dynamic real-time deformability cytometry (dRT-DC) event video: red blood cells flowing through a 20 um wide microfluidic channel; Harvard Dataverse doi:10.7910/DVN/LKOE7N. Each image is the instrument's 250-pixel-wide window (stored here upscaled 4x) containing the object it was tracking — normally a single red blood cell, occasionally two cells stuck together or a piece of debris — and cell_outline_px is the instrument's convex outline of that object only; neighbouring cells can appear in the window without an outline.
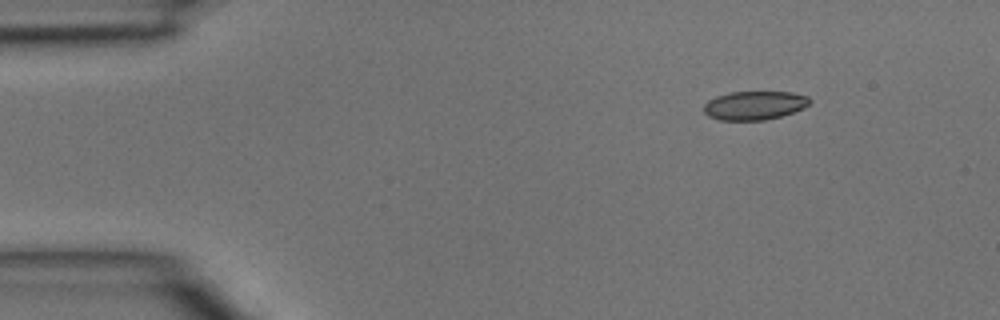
{"species": "common noctule bat (a hibernating species)", "species_latin": "Nyctalus noctula", "temperature_condition": "room temperature", "stored_images_in_passage": 4, "segment_of_instrument_passage": [1, 2], "camera_frame_rate_fps": 3000, "um_per_image_px": 0.085, "animal": {"sex": "male", "body_mass_g": 15.6}, "frame": {"image": 1, "passage_image": 1, "time_ms": 0.0, "image_size_px": [1000, 320], "cell_outline_px": [[812, 100], [804, 108], [780, 116], [764, 120], [720, 120], [708, 116], [704, 112], [704, 104], [708, 100], [716, 96], [728, 92], [792, 92], [808, 96]], "centroid_in_image_um": [64.12, 8.95], "position_along_channel_um": 20.9, "area_um2": 17.74}}
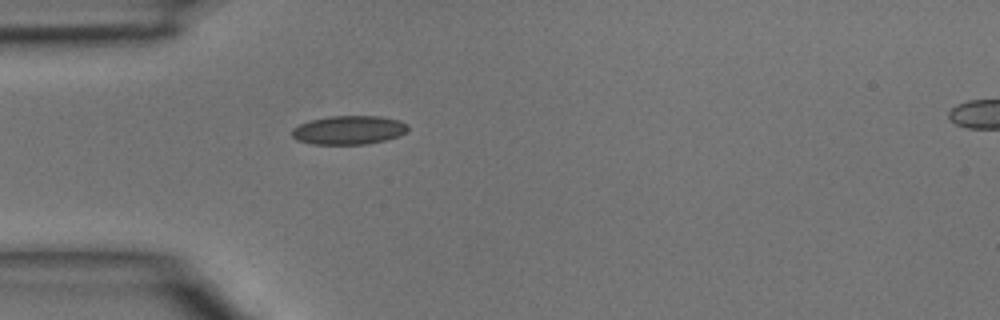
{"frame": {"image": 2, "passage_image": 3, "time_ms": 0.667, "image_size_px": [1000, 320], "cell_outline_px": [[408, 128], [400, 136], [368, 144], [312, 144], [296, 140], [292, 136], [292, 128], [300, 124], [312, 120], [328, 116], [380, 116], [400, 120], [408, 124]], "centroid_in_image_um": [29.65, 11.05], "position_along_channel_um": 55.3, "area_um2": 19.48}}